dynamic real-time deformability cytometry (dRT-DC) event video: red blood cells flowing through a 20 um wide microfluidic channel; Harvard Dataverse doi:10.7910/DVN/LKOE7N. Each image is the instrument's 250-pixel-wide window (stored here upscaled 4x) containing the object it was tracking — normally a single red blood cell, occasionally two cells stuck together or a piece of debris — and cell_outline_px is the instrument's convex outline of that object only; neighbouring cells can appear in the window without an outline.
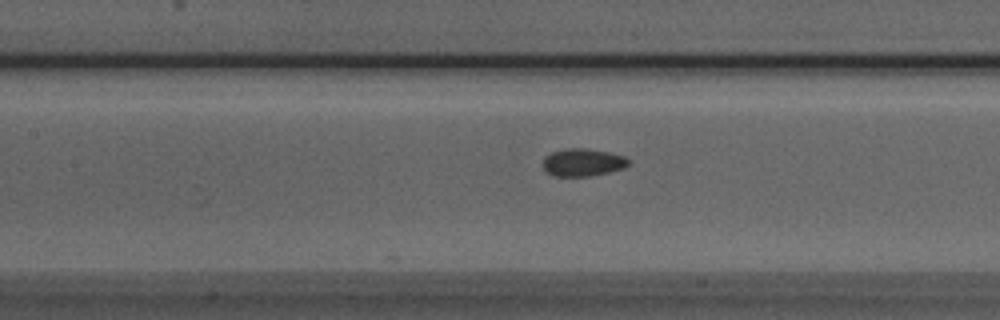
{"species": "Egyptian fruit bat (a non-hibernating species)", "species_latin": "Rousettus aegyptiacus", "temperature_condition": "room temperature", "stored_images_in_passage": 11, "camera_frame_rate_fps": 3000, "um_per_image_px": 0.085, "animal": {"sex": "male"}, "frame": {"image": 1, "passage_image": 11, "time_ms": 3.333, "image_size_px": [1000, 320], "cell_outline_px": [[632, 164], [624, 168], [608, 172], [588, 176], [552, 176], [544, 168], [544, 156], [552, 152], [568, 148], [584, 148], [608, 152], [624, 156], [632, 160]], "centroid_in_image_um": [49.59, 13.8], "position_along_channel_um": 157.8, "area_um2": 13.81}}